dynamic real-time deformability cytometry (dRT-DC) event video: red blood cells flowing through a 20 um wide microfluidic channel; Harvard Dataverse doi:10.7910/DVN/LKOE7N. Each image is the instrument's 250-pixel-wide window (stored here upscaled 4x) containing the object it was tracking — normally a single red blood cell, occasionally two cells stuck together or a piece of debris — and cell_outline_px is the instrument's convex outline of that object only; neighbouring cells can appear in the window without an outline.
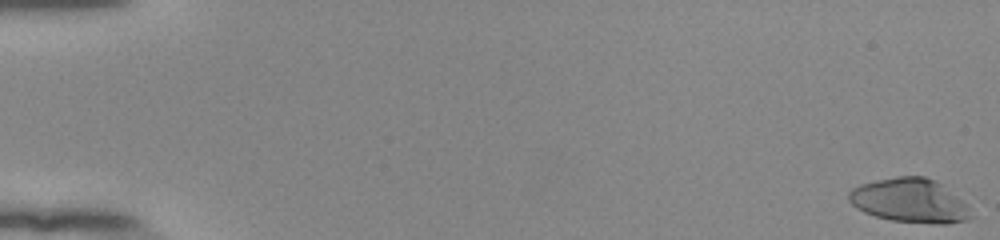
{"species": "human", "species_latin": "Homo sapiens", "temperature_condition": "room temperature", "stored_images_in_passage": 55, "camera_frame_rate_fps": 3000, "um_per_image_px": 0.085, "donor": {"sex": "female"}, "frame": {"image": 1, "passage_image": 1, "time_ms": 0.0, "image_size_px": [1000, 240], "cell_outline_px": [[972, 216], [968, 220], [948, 224], [936, 224], [892, 220], [876, 216], [864, 212], [856, 208], [848, 200], [848, 192], [852, 188], [860, 184], [876, 180], [896, 176], [924, 176], [936, 180], [968, 204]], "centroid_in_image_um": [77.35, 17.05], "position_along_channel_um": 7.7, "area_um2": 31.56}}
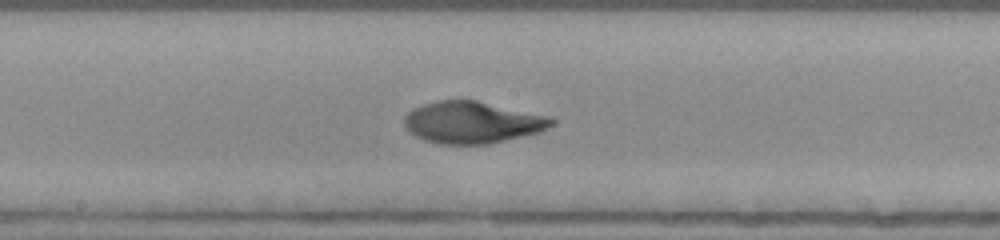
{"frame": {"image": 2, "passage_image": 31, "time_ms": 10.0, "image_size_px": [1000, 240], "cell_outline_px": [[556, 120], [548, 128], [540, 132], [488, 144], [440, 144], [424, 140], [416, 136], [404, 128], [404, 116], [412, 108], [436, 100], [476, 100], [548, 116]], "centroid_in_image_um": [40.11, 10.4], "position_along_channel_um": 208.1, "area_um2": 35.89}}
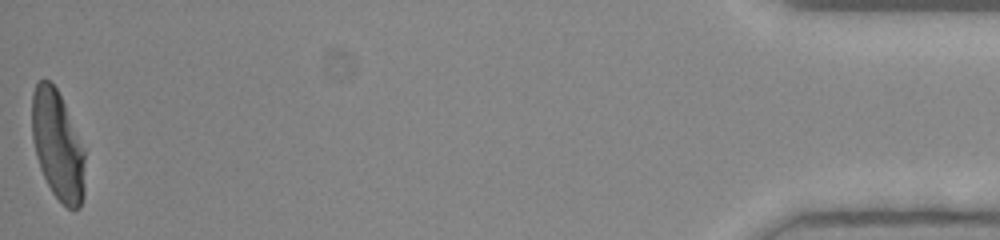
{"frame": {"image": 3, "passage_image": 55, "time_ms": 18.0, "image_size_px": [1000, 240], "cell_outline_px": [[84, 196], [80, 208], [68, 208], [52, 192], [40, 168], [36, 156], [32, 140], [32, 92], [36, 84], [40, 80], [48, 80], [56, 88], [64, 104], [84, 152]], "centroid_in_image_um": [4.88, 12.37], "position_along_channel_um": 430.3, "area_um2": 33.12}, "authors_computed_cell_mechanics": {"area_um2": 33.813, "velocity_mm_per_s": 3.8893, "shape_relaxation_time_tau1_ms": 8.3729, "shape_relaxation_time_tau2_ms": 1.7479, "deformation_change_tau1": 0.3329, "deformation_change_tau2": 0.0292}}